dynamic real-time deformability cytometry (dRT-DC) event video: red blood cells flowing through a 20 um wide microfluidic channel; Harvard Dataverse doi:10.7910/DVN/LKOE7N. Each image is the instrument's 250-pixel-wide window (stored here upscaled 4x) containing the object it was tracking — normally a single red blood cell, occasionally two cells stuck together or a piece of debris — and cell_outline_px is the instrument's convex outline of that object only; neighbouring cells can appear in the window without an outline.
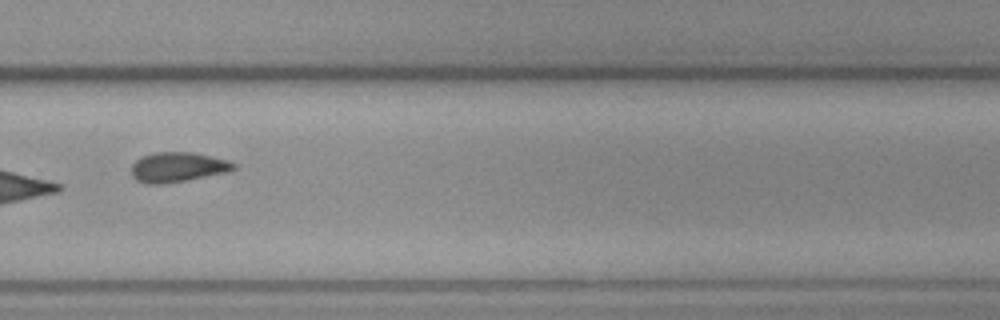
{"species": "common noctule bat (a hibernating species)", "species_latin": "Nyctalus noctula", "temperature_condition": "cold", "stored_images_in_passage": 14, "camera_frame_rate_fps": 3000, "um_per_image_px": 0.085, "animal": {"sex": "female", "body_mass_g": 19.3, "forearm_length_mm": 54.1}, "frame": {"image": 1, "passage_image": 10, "time_ms": 3.0, "image_size_px": [1000, 320], "cell_outline_px": [[236, 168], [228, 172], [164, 184], [144, 184], [136, 180], [132, 176], [132, 164], [140, 156], [156, 152], [192, 152], [212, 156], [228, 160], [236, 164]], "centroid_in_image_um": [15.09, 14.2], "position_along_channel_um": 314.7, "area_um2": 17.92}}
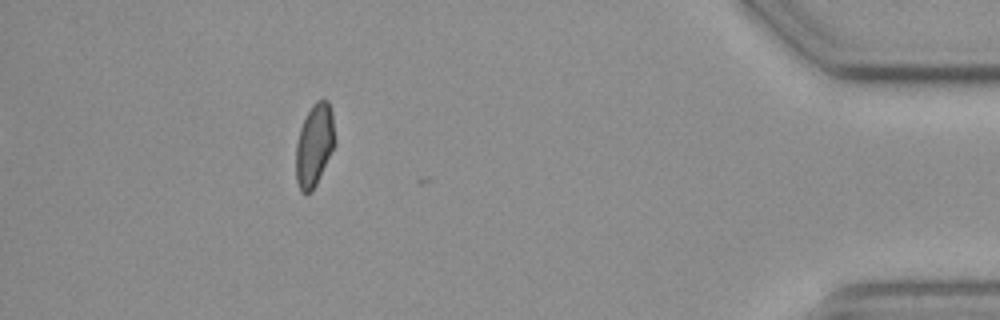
{"frame": {"image": 2, "passage_image": 14, "time_ms": 4.333, "image_size_px": [1000, 320], "cell_outline_px": [[336, 144], [312, 192], [300, 192], [296, 180], [296, 144], [300, 128], [312, 104], [316, 100], [328, 100], [332, 112], [336, 140]], "centroid_in_image_um": [26.73, 12.32], "position_along_channel_um": 408.5, "area_um2": 18.84}}